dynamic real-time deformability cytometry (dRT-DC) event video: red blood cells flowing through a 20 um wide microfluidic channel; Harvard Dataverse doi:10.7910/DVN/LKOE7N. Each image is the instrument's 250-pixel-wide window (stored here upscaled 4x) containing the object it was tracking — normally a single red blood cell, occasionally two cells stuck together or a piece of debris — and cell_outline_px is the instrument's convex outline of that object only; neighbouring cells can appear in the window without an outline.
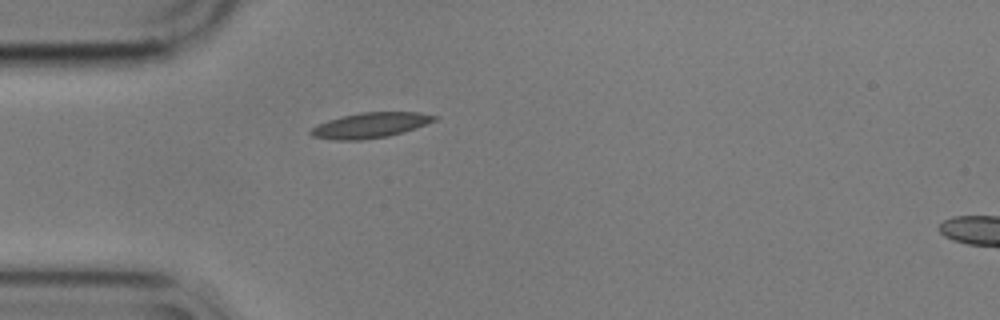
{"species": "common noctule bat (a hibernating species)", "species_latin": "Nyctalus noctula", "temperature_condition": "cold", "stored_images_in_passage": 42, "camera_frame_rate_fps": 3000, "um_per_image_px": 0.085, "animal": {"sex": "male", "body_mass_g": 17.9}, "frame": {"image": 1, "passage_image": 1, "time_ms": 0.0, "image_size_px": [1000, 320], "cell_outline_px": [[440, 116], [436, 120], [416, 128], [404, 132], [388, 136], [360, 140], [336, 140], [312, 136], [308, 132], [312, 128], [328, 120], [340, 116], [360, 112], [420, 112]], "centroid_in_image_um": [31.51, 10.64], "position_along_channel_um": 53.5, "area_um2": 18.26}}
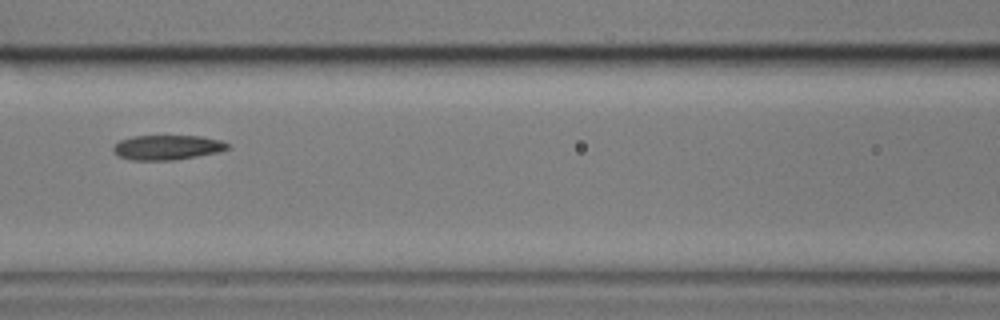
{"frame": {"image": 2, "passage_image": 10, "time_ms": 3.0, "image_size_px": [1000, 320], "cell_outline_px": [[232, 148], [220, 152], [172, 160], [132, 160], [120, 156], [112, 148], [120, 140], [132, 136], [200, 136], [220, 140], [228, 144]], "centroid_in_image_um": [14.26, 12.52], "position_along_channel_um": 152.3, "area_um2": 16.36}}
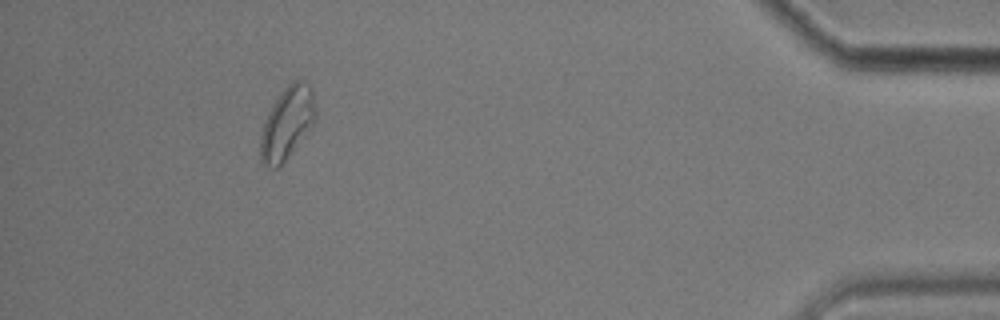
{"frame": {"image": 3, "passage_image": 37, "time_ms": 12.0, "image_size_px": [1000, 320], "cell_outline_px": [[316, 120], [312, 128], [288, 156], [276, 168], [268, 168], [260, 160], [260, 136], [268, 112], [272, 104], [284, 88], [296, 76], [304, 80], [312, 88], [316, 108]], "centroid_in_image_um": [24.43, 10.41], "position_along_channel_um": 410.8, "area_um2": 23.52}, "authors_computed_cell_mechanics": {"area_um2": 17.051, "velocity_mm_per_s": 3.5194, "shape_relaxation_time_tau1_ms": 6.5031, "shape_relaxation_time_tau2_ms": 7.5447, "deformation_change_tau1": 0.1455, "deformation_change_tau2": 0.1152}}